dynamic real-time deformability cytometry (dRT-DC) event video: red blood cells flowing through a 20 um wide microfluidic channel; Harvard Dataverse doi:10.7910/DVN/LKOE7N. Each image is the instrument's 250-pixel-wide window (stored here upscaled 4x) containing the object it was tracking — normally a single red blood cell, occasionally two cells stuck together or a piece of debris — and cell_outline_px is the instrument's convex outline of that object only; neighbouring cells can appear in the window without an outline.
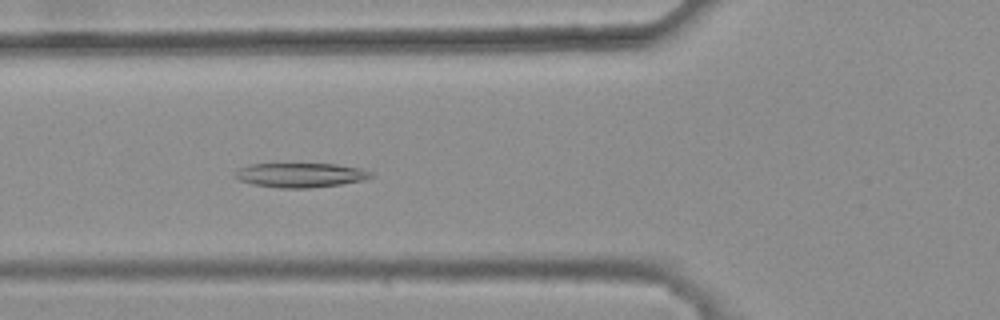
{"species": "common noctule bat (a hibernating species)", "species_latin": "Nyctalus noctula", "temperature_condition": "warm", "stored_images_in_passage": 44, "camera_frame_rate_fps": 3000, "um_per_image_px": 0.085, "animal": {"sex": "female", "body_mass_g": 25.1}, "frame": {"image": 1, "passage_image": 18, "time_ms": 5.667, "image_size_px": [1000, 320], "cell_outline_px": [[376, 176], [364, 180], [340, 184], [308, 188], [280, 188], [252, 184], [240, 180], [236, 176], [236, 168], [248, 164], [336, 164], [360, 168], [372, 172]], "centroid_in_image_um": [25.56, 14.88], "position_along_channel_um": 100.2, "area_um2": 19.36}}
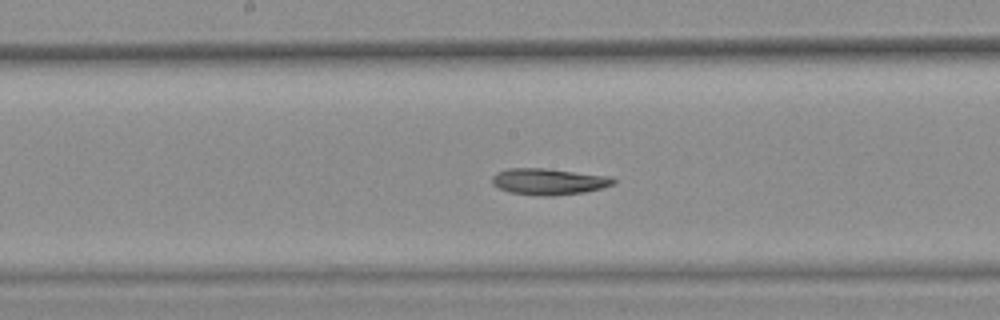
{"frame": {"image": 2, "passage_image": 26, "time_ms": 8.333, "image_size_px": [1000, 320], "cell_outline_px": [[616, 184], [584, 192], [552, 196], [540, 196], [508, 192], [492, 184], [492, 176], [496, 172], [508, 168], [544, 168], [612, 176], [616, 180]], "centroid_in_image_um": [46.64, 15.43], "position_along_channel_um": 201.6, "area_um2": 18.79}}
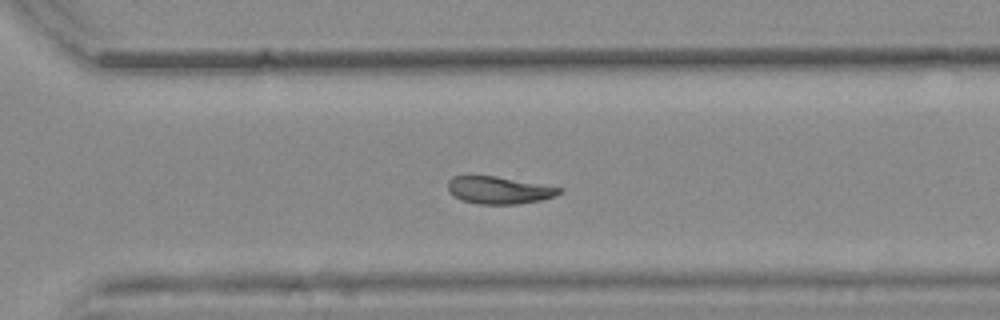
{"frame": {"image": 3, "passage_image": 36, "time_ms": 11.667, "image_size_px": [1000, 320], "cell_outline_px": [[564, 188], [556, 196], [540, 200], [516, 204], [476, 204], [460, 200], [448, 192], [448, 180], [452, 176], [496, 176]], "centroid_in_image_um": [42.38, 16.17], "position_along_channel_um": 328.2, "area_um2": 17.8}}